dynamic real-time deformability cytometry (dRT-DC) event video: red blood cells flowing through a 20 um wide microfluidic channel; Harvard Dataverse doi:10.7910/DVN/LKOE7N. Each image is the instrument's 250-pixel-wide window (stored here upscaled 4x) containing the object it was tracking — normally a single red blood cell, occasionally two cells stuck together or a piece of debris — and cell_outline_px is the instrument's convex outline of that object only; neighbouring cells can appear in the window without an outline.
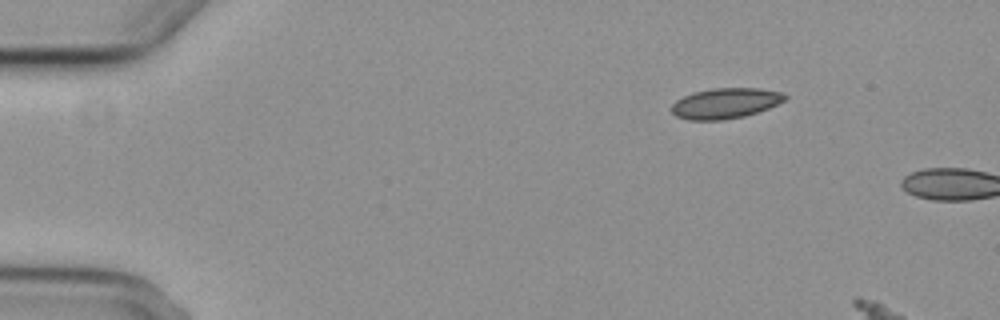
{"species": "common noctule bat (a hibernating species)", "species_latin": "Nyctalus noctula", "temperature_condition": "cold", "stored_images_in_passage": 2, "camera_frame_rate_fps": 3000, "um_per_image_px": 0.085, "animal": {"sex": "female", "body_mass_g": 29.2, "forearm_length_mm": 56.3}, "frame": {"image": 1, "passage_image": 1, "time_ms": 0.0, "image_size_px": [1000, 320], "cell_outline_px": [[788, 96], [784, 100], [768, 108], [744, 116], [724, 120], [688, 120], [676, 116], [672, 112], [672, 104], [676, 100], [692, 92], [712, 88], [760, 88], [780, 92]], "centroid_in_image_um": [61.62, 8.77], "position_along_channel_um": 23.4, "area_um2": 20.06}}